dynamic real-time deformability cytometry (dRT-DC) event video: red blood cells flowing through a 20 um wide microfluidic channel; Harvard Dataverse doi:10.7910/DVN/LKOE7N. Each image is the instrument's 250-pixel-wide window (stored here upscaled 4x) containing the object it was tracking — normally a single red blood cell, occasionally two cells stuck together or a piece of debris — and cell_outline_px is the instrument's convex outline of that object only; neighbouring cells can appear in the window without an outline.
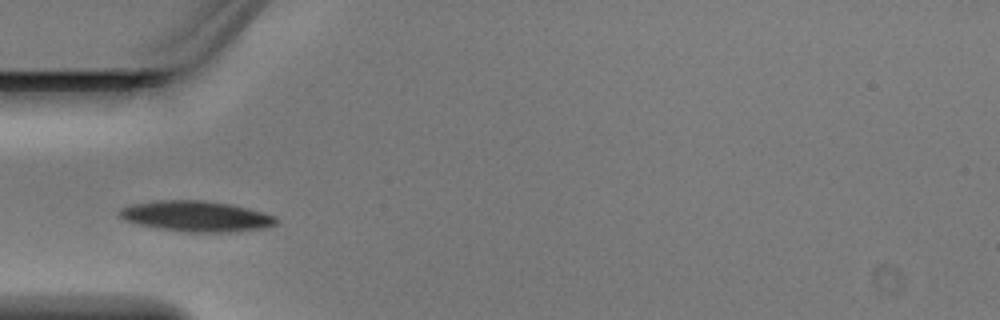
{"species": "Egyptian fruit bat (a non-hibernating species)", "species_latin": "Rousettus aegyptiacus", "temperature_condition": "warm", "stored_images_in_passage": 3, "camera_frame_rate_fps": 3000, "um_per_image_px": 0.085, "animal": {"sex": "male"}, "frame": {"image": 1, "passage_image": 2, "time_ms": 0.333, "image_size_px": [1000, 320], "cell_outline_px": [[280, 220], [276, 224], [264, 228], [236, 232], [188, 232], [156, 228], [124, 220], [120, 216], [120, 208], [132, 204], [152, 200], [204, 200], [232, 204], [264, 212], [276, 216]], "centroid_in_image_um": [16.73, 18.38], "position_along_channel_um": 68.3, "area_um2": 28.26}}
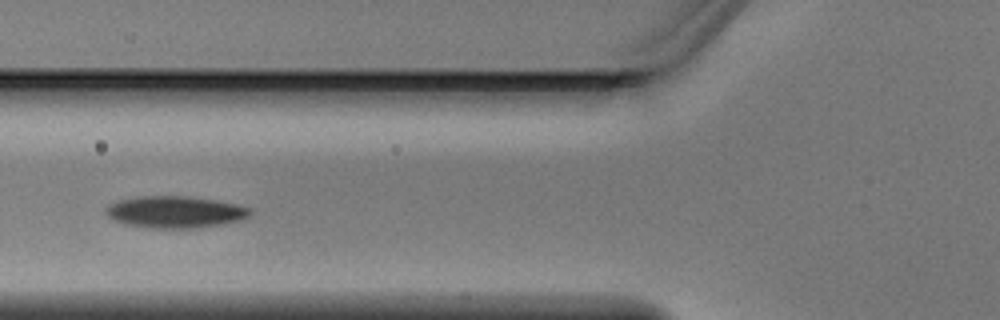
{"frame": {"image": 2, "passage_image": 3, "time_ms": 0.667, "image_size_px": [1000, 320], "cell_outline_px": [[252, 212], [248, 216], [240, 220], [224, 224], [200, 228], [148, 228], [124, 224], [112, 220], [104, 212], [104, 208], [108, 204], [116, 200], [136, 196], [188, 196], [236, 204], [252, 208]], "centroid_in_image_um": [14.82, 18.02], "position_along_channel_um": 111.0, "area_um2": 27.17}}